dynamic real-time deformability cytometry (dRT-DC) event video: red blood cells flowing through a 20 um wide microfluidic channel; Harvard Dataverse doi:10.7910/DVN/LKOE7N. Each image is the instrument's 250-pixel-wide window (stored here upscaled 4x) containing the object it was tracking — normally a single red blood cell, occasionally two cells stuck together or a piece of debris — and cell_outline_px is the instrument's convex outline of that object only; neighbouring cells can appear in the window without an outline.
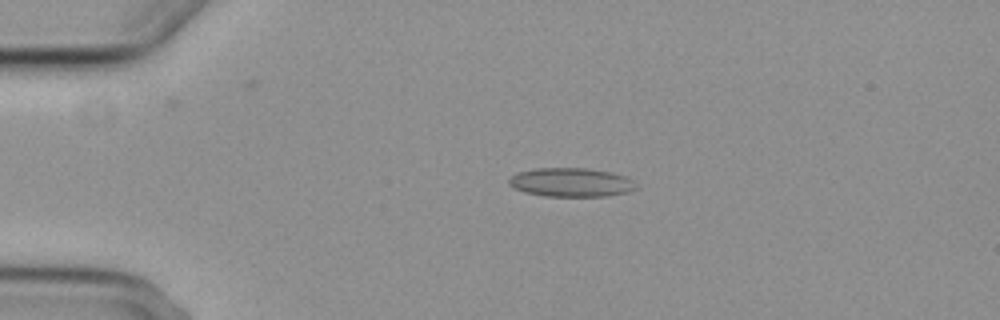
{"species": "common noctule bat (a hibernating species)", "species_latin": "Nyctalus noctula", "temperature_condition": "cold", "stored_images_in_passage": 5, "camera_frame_rate_fps": 3000, "um_per_image_px": 0.085, "animal": {"sex": "female", "body_mass_g": 29.2, "forearm_length_mm": 56.3}, "frame": {"image": 1, "passage_image": 4, "time_ms": 3.667, "image_size_px": [1000, 320], "cell_outline_px": [[636, 188], [628, 192], [608, 196], [544, 196], [524, 192], [508, 184], [508, 180], [512, 176], [520, 172], [536, 168], [584, 168], [608, 172], [624, 176], [632, 180]], "centroid_in_image_um": [48.52, 15.51], "position_along_channel_um": 36.5, "area_um2": 21.1}}